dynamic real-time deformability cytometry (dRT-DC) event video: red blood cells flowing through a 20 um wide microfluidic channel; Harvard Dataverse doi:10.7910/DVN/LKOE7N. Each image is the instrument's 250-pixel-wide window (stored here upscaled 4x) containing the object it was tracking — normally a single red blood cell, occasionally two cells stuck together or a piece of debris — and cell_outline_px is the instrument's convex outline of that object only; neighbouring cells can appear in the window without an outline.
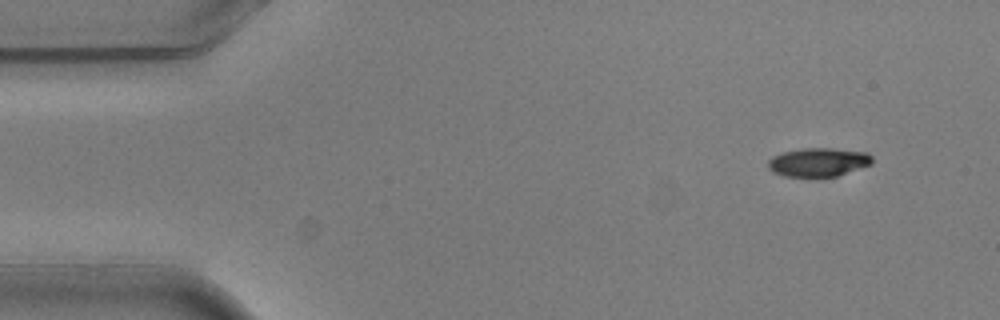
{"species": "common noctule bat (a hibernating species)", "species_latin": "Nyctalus noctula", "temperature_condition": "warm", "stored_images_in_passage": 4, "camera_frame_rate_fps": 3000, "um_per_image_px": 0.085, "animal": {"sex": "male", "body_mass_g": 20.5, "forearm_length_mm": 52.5}, "frame": {"image": 1, "passage_image": 1, "time_ms": 0.0, "image_size_px": [1000, 320], "cell_outline_px": [[872, 164], [836, 176], [784, 176], [772, 172], [768, 168], [768, 160], [772, 156], [784, 152], [804, 148], [832, 148], [868, 152], [872, 156]], "centroid_in_image_um": [69.56, 13.77], "position_along_channel_um": 15.4, "area_um2": 17.34}}
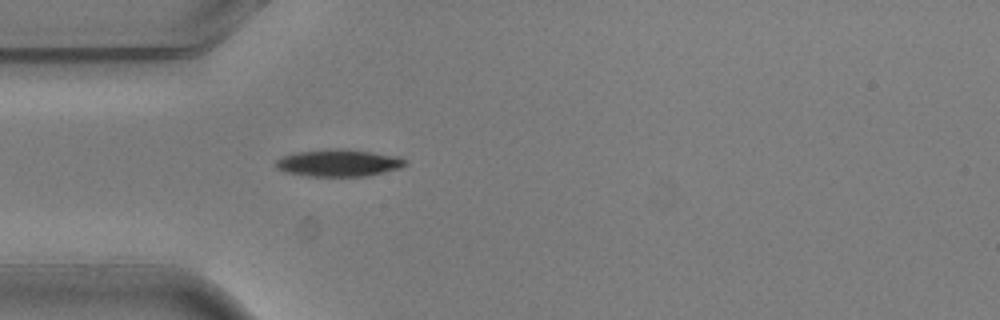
{"frame": {"image": 2, "passage_image": 4, "time_ms": 1.0, "image_size_px": [1000, 320], "cell_outline_px": [[408, 164], [400, 168], [368, 176], [308, 176], [284, 172], [276, 168], [276, 160], [280, 156], [296, 152], [332, 148], [344, 148], [400, 156]], "centroid_in_image_um": [28.77, 13.84], "position_along_channel_um": 56.2, "area_um2": 20.69}}